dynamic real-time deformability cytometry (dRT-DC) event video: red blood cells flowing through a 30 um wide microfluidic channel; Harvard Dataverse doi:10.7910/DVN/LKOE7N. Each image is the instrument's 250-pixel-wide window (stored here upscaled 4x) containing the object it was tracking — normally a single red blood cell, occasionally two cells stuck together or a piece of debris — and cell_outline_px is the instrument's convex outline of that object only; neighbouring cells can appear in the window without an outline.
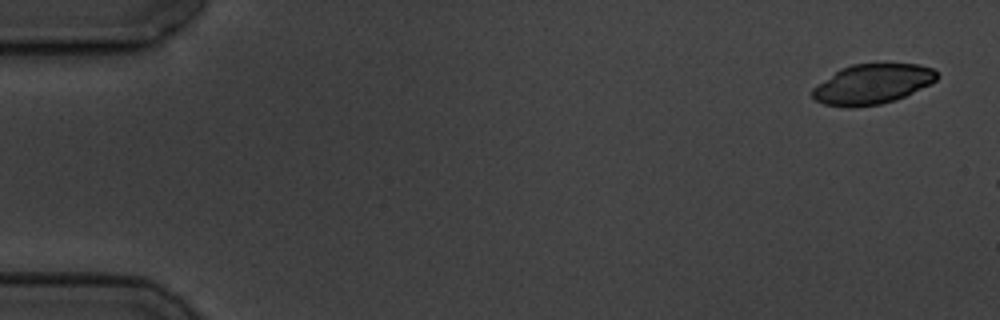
{"species": "common noctule bat (a hibernating species)", "species_latin": "Nyctalus noctula", "temperature_condition": "cold", "stored_images_in_passage": 3, "camera_frame_rate_fps": 3000, "um_per_image_px": 0.085, "animal": {"sex": "male", "body_mass_g": 19.5, "forearm_length_mm": 54.6}, "frame": {"image": 1, "passage_image": 1, "time_ms": 0.0, "image_size_px": [1000, 320], "cell_outline_px": [[940, 76], [936, 80], [896, 100], [880, 104], [824, 104], [816, 100], [812, 96], [812, 88], [840, 68], [852, 64], [916, 64], [932, 68]], "centroid_in_image_um": [74.17, 7.1], "position_along_channel_um": 10.8, "area_um2": 27.98}}